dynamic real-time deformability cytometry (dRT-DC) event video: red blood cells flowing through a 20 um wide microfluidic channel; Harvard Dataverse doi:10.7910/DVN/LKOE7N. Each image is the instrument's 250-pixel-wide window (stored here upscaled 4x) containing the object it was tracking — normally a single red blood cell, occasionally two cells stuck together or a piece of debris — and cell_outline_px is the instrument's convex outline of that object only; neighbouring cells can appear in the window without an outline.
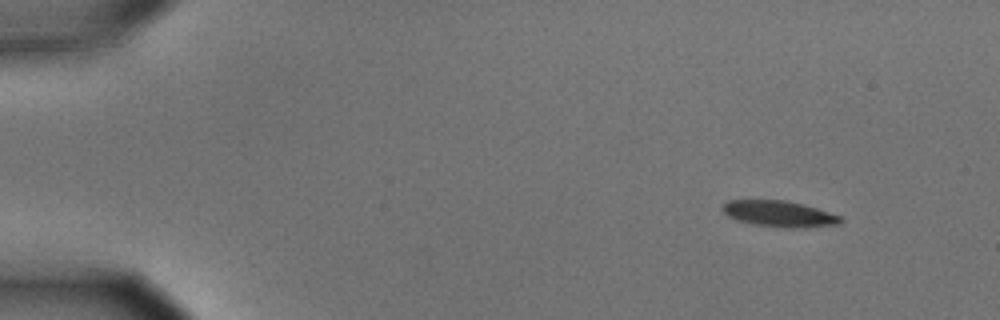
{"species": "common noctule bat (a hibernating species)", "species_latin": "Nyctalus noctula", "temperature_condition": "cold", "stored_images_in_passage": 9, "camera_frame_rate_fps": 3000, "um_per_image_px": 0.085, "animal": {"sex": "male", "body_mass_g": 15.6}, "frame": {"image": 1, "passage_image": 1, "time_ms": 0.0, "image_size_px": [1000, 320], "cell_outline_px": [[844, 220], [840, 224], [804, 228], [792, 228], [752, 224], [736, 220], [728, 216], [720, 208], [728, 200], [784, 200], [816, 208], [840, 216]], "centroid_in_image_um": [66.22, 18.18], "position_along_channel_um": 18.8, "area_um2": 17.86}}
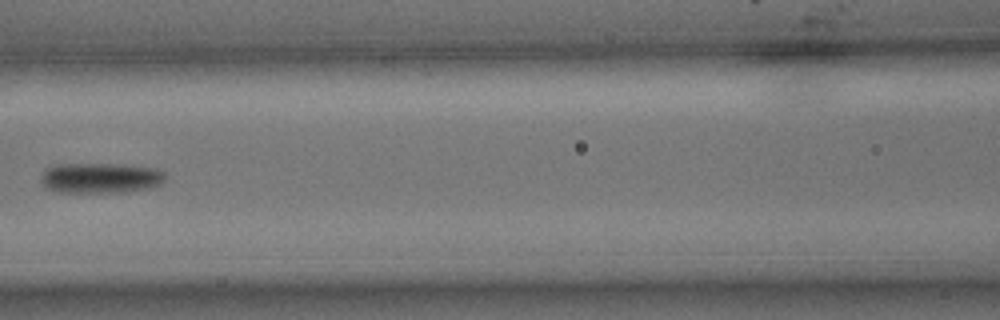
{"frame": {"image": 2, "passage_image": 6, "time_ms": 1.667, "image_size_px": [1000, 320], "cell_outline_px": [[164, 180], [160, 184], [152, 188], [128, 192], [56, 192], [44, 188], [40, 176], [44, 168], [56, 164], [124, 164], [156, 168], [164, 172]], "centroid_in_image_um": [8.51, 15.13], "position_along_channel_um": 158.1, "area_um2": 22.43}}
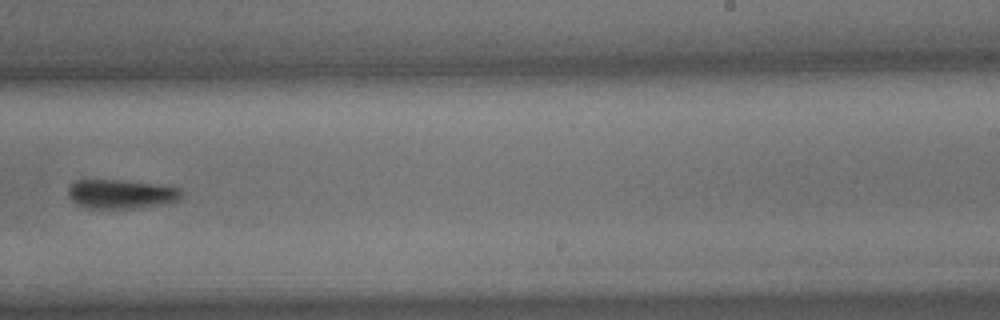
{"frame": {"image": 3, "passage_image": 9, "time_ms": 2.667, "image_size_px": [1000, 320], "cell_outline_px": [[184, 192], [180, 200], [164, 204], [136, 208], [84, 208], [76, 204], [68, 196], [68, 188], [76, 180], [120, 180], [152, 184], [180, 188]], "centroid_in_image_um": [10.3, 16.5], "position_along_channel_um": 278.7, "area_um2": 19.25}}